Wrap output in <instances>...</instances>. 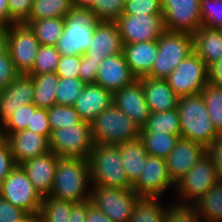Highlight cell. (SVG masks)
Wrapping results in <instances>:
<instances>
[{"mask_svg":"<svg viewBox=\"0 0 222 222\" xmlns=\"http://www.w3.org/2000/svg\"><path fill=\"white\" fill-rule=\"evenodd\" d=\"M18 75L8 51L0 55V92Z\"/></svg>","mask_w":222,"mask_h":222,"instance_id":"48","label":"cell"},{"mask_svg":"<svg viewBox=\"0 0 222 222\" xmlns=\"http://www.w3.org/2000/svg\"><path fill=\"white\" fill-rule=\"evenodd\" d=\"M203 222L222 220V181L218 180L205 194L191 204Z\"/></svg>","mask_w":222,"mask_h":222,"instance_id":"28","label":"cell"},{"mask_svg":"<svg viewBox=\"0 0 222 222\" xmlns=\"http://www.w3.org/2000/svg\"><path fill=\"white\" fill-rule=\"evenodd\" d=\"M71 9V0H34L29 19L25 24L28 25L33 20L64 18Z\"/></svg>","mask_w":222,"mask_h":222,"instance_id":"34","label":"cell"},{"mask_svg":"<svg viewBox=\"0 0 222 222\" xmlns=\"http://www.w3.org/2000/svg\"><path fill=\"white\" fill-rule=\"evenodd\" d=\"M58 157L50 151L45 155L28 159L20 164L33 187L42 197L49 196L52 191Z\"/></svg>","mask_w":222,"mask_h":222,"instance_id":"21","label":"cell"},{"mask_svg":"<svg viewBox=\"0 0 222 222\" xmlns=\"http://www.w3.org/2000/svg\"><path fill=\"white\" fill-rule=\"evenodd\" d=\"M135 80L122 52L103 59L98 67L95 84L113 93Z\"/></svg>","mask_w":222,"mask_h":222,"instance_id":"20","label":"cell"},{"mask_svg":"<svg viewBox=\"0 0 222 222\" xmlns=\"http://www.w3.org/2000/svg\"><path fill=\"white\" fill-rule=\"evenodd\" d=\"M206 154L216 168L218 179L222 181V133L206 147Z\"/></svg>","mask_w":222,"mask_h":222,"instance_id":"50","label":"cell"},{"mask_svg":"<svg viewBox=\"0 0 222 222\" xmlns=\"http://www.w3.org/2000/svg\"><path fill=\"white\" fill-rule=\"evenodd\" d=\"M115 22L123 44L158 40L166 31L162 14H122Z\"/></svg>","mask_w":222,"mask_h":222,"instance_id":"13","label":"cell"},{"mask_svg":"<svg viewBox=\"0 0 222 222\" xmlns=\"http://www.w3.org/2000/svg\"><path fill=\"white\" fill-rule=\"evenodd\" d=\"M87 201L72 207L69 222H86Z\"/></svg>","mask_w":222,"mask_h":222,"instance_id":"55","label":"cell"},{"mask_svg":"<svg viewBox=\"0 0 222 222\" xmlns=\"http://www.w3.org/2000/svg\"><path fill=\"white\" fill-rule=\"evenodd\" d=\"M86 83L80 78L59 77L56 90V105L73 106Z\"/></svg>","mask_w":222,"mask_h":222,"instance_id":"38","label":"cell"},{"mask_svg":"<svg viewBox=\"0 0 222 222\" xmlns=\"http://www.w3.org/2000/svg\"><path fill=\"white\" fill-rule=\"evenodd\" d=\"M143 167L140 178L132 186L139 197L159 198L175 186L164 159L148 155Z\"/></svg>","mask_w":222,"mask_h":222,"instance_id":"15","label":"cell"},{"mask_svg":"<svg viewBox=\"0 0 222 222\" xmlns=\"http://www.w3.org/2000/svg\"><path fill=\"white\" fill-rule=\"evenodd\" d=\"M202 26L221 29L222 0H200Z\"/></svg>","mask_w":222,"mask_h":222,"instance_id":"42","label":"cell"},{"mask_svg":"<svg viewBox=\"0 0 222 222\" xmlns=\"http://www.w3.org/2000/svg\"><path fill=\"white\" fill-rule=\"evenodd\" d=\"M1 197L26 213H39L43 201L20 165H16L3 180Z\"/></svg>","mask_w":222,"mask_h":222,"instance_id":"12","label":"cell"},{"mask_svg":"<svg viewBox=\"0 0 222 222\" xmlns=\"http://www.w3.org/2000/svg\"><path fill=\"white\" fill-rule=\"evenodd\" d=\"M1 187H2V183L0 182V198H1Z\"/></svg>","mask_w":222,"mask_h":222,"instance_id":"60","label":"cell"},{"mask_svg":"<svg viewBox=\"0 0 222 222\" xmlns=\"http://www.w3.org/2000/svg\"><path fill=\"white\" fill-rule=\"evenodd\" d=\"M124 0H94L90 9L98 21L115 22L124 12Z\"/></svg>","mask_w":222,"mask_h":222,"instance_id":"41","label":"cell"},{"mask_svg":"<svg viewBox=\"0 0 222 222\" xmlns=\"http://www.w3.org/2000/svg\"><path fill=\"white\" fill-rule=\"evenodd\" d=\"M51 131L79 124L82 120L73 106L53 105L47 109Z\"/></svg>","mask_w":222,"mask_h":222,"instance_id":"40","label":"cell"},{"mask_svg":"<svg viewBox=\"0 0 222 222\" xmlns=\"http://www.w3.org/2000/svg\"><path fill=\"white\" fill-rule=\"evenodd\" d=\"M40 47L34 31L25 23L8 26L7 51L19 74H28Z\"/></svg>","mask_w":222,"mask_h":222,"instance_id":"11","label":"cell"},{"mask_svg":"<svg viewBox=\"0 0 222 222\" xmlns=\"http://www.w3.org/2000/svg\"><path fill=\"white\" fill-rule=\"evenodd\" d=\"M113 93L95 83L86 84L73 107L82 121L91 123L113 103Z\"/></svg>","mask_w":222,"mask_h":222,"instance_id":"23","label":"cell"},{"mask_svg":"<svg viewBox=\"0 0 222 222\" xmlns=\"http://www.w3.org/2000/svg\"><path fill=\"white\" fill-rule=\"evenodd\" d=\"M112 101L141 129L146 125L151 111L146 102L143 86L138 79L113 92Z\"/></svg>","mask_w":222,"mask_h":222,"instance_id":"16","label":"cell"},{"mask_svg":"<svg viewBox=\"0 0 222 222\" xmlns=\"http://www.w3.org/2000/svg\"><path fill=\"white\" fill-rule=\"evenodd\" d=\"M8 27L0 25V55L7 51Z\"/></svg>","mask_w":222,"mask_h":222,"instance_id":"57","label":"cell"},{"mask_svg":"<svg viewBox=\"0 0 222 222\" xmlns=\"http://www.w3.org/2000/svg\"><path fill=\"white\" fill-rule=\"evenodd\" d=\"M101 62L89 60L86 56L81 55L79 78L86 84L95 83L98 67Z\"/></svg>","mask_w":222,"mask_h":222,"instance_id":"51","label":"cell"},{"mask_svg":"<svg viewBox=\"0 0 222 222\" xmlns=\"http://www.w3.org/2000/svg\"><path fill=\"white\" fill-rule=\"evenodd\" d=\"M40 45L56 46L64 30V18L33 20L29 24Z\"/></svg>","mask_w":222,"mask_h":222,"instance_id":"33","label":"cell"},{"mask_svg":"<svg viewBox=\"0 0 222 222\" xmlns=\"http://www.w3.org/2000/svg\"><path fill=\"white\" fill-rule=\"evenodd\" d=\"M9 8V25L25 23L30 16L34 0H7Z\"/></svg>","mask_w":222,"mask_h":222,"instance_id":"45","label":"cell"},{"mask_svg":"<svg viewBox=\"0 0 222 222\" xmlns=\"http://www.w3.org/2000/svg\"><path fill=\"white\" fill-rule=\"evenodd\" d=\"M140 132H157L181 136L178 109L163 112H151L146 125Z\"/></svg>","mask_w":222,"mask_h":222,"instance_id":"30","label":"cell"},{"mask_svg":"<svg viewBox=\"0 0 222 222\" xmlns=\"http://www.w3.org/2000/svg\"><path fill=\"white\" fill-rule=\"evenodd\" d=\"M27 129L45 136L49 140L52 131L48 121L47 109L37 108L36 111L32 113L31 127H27Z\"/></svg>","mask_w":222,"mask_h":222,"instance_id":"47","label":"cell"},{"mask_svg":"<svg viewBox=\"0 0 222 222\" xmlns=\"http://www.w3.org/2000/svg\"><path fill=\"white\" fill-rule=\"evenodd\" d=\"M94 0H71L72 7L90 8Z\"/></svg>","mask_w":222,"mask_h":222,"instance_id":"59","label":"cell"},{"mask_svg":"<svg viewBox=\"0 0 222 222\" xmlns=\"http://www.w3.org/2000/svg\"><path fill=\"white\" fill-rule=\"evenodd\" d=\"M122 52L131 73L139 79L151 72L158 53V40L123 44Z\"/></svg>","mask_w":222,"mask_h":222,"instance_id":"24","label":"cell"},{"mask_svg":"<svg viewBox=\"0 0 222 222\" xmlns=\"http://www.w3.org/2000/svg\"><path fill=\"white\" fill-rule=\"evenodd\" d=\"M34 80L33 103L41 109H49L56 104V90L59 77L55 72L29 75Z\"/></svg>","mask_w":222,"mask_h":222,"instance_id":"29","label":"cell"},{"mask_svg":"<svg viewBox=\"0 0 222 222\" xmlns=\"http://www.w3.org/2000/svg\"><path fill=\"white\" fill-rule=\"evenodd\" d=\"M0 25L9 26V8L7 0H0Z\"/></svg>","mask_w":222,"mask_h":222,"instance_id":"56","label":"cell"},{"mask_svg":"<svg viewBox=\"0 0 222 222\" xmlns=\"http://www.w3.org/2000/svg\"><path fill=\"white\" fill-rule=\"evenodd\" d=\"M181 136L157 132H140L145 149L150 156L166 159Z\"/></svg>","mask_w":222,"mask_h":222,"instance_id":"32","label":"cell"},{"mask_svg":"<svg viewBox=\"0 0 222 222\" xmlns=\"http://www.w3.org/2000/svg\"><path fill=\"white\" fill-rule=\"evenodd\" d=\"M16 166L9 143L6 138H0V182L8 176L11 170Z\"/></svg>","mask_w":222,"mask_h":222,"instance_id":"49","label":"cell"},{"mask_svg":"<svg viewBox=\"0 0 222 222\" xmlns=\"http://www.w3.org/2000/svg\"><path fill=\"white\" fill-rule=\"evenodd\" d=\"M123 14H162V2L161 0H130L125 2Z\"/></svg>","mask_w":222,"mask_h":222,"instance_id":"44","label":"cell"},{"mask_svg":"<svg viewBox=\"0 0 222 222\" xmlns=\"http://www.w3.org/2000/svg\"><path fill=\"white\" fill-rule=\"evenodd\" d=\"M6 139L16 165L50 152L49 140L28 129L11 133Z\"/></svg>","mask_w":222,"mask_h":222,"instance_id":"22","label":"cell"},{"mask_svg":"<svg viewBox=\"0 0 222 222\" xmlns=\"http://www.w3.org/2000/svg\"><path fill=\"white\" fill-rule=\"evenodd\" d=\"M34 80L27 74H19L0 92V126H2L15 111L33 103Z\"/></svg>","mask_w":222,"mask_h":222,"instance_id":"17","label":"cell"},{"mask_svg":"<svg viewBox=\"0 0 222 222\" xmlns=\"http://www.w3.org/2000/svg\"><path fill=\"white\" fill-rule=\"evenodd\" d=\"M61 54L56 46L40 45L32 70L27 75H41L55 72Z\"/></svg>","mask_w":222,"mask_h":222,"instance_id":"37","label":"cell"},{"mask_svg":"<svg viewBox=\"0 0 222 222\" xmlns=\"http://www.w3.org/2000/svg\"><path fill=\"white\" fill-rule=\"evenodd\" d=\"M208 67L193 51L166 78L178 97L201 93L208 84Z\"/></svg>","mask_w":222,"mask_h":222,"instance_id":"9","label":"cell"},{"mask_svg":"<svg viewBox=\"0 0 222 222\" xmlns=\"http://www.w3.org/2000/svg\"><path fill=\"white\" fill-rule=\"evenodd\" d=\"M26 212L12 205L9 201L0 198V222H15Z\"/></svg>","mask_w":222,"mask_h":222,"instance_id":"52","label":"cell"},{"mask_svg":"<svg viewBox=\"0 0 222 222\" xmlns=\"http://www.w3.org/2000/svg\"><path fill=\"white\" fill-rule=\"evenodd\" d=\"M167 31L193 34L202 26L200 0H161Z\"/></svg>","mask_w":222,"mask_h":222,"instance_id":"14","label":"cell"},{"mask_svg":"<svg viewBox=\"0 0 222 222\" xmlns=\"http://www.w3.org/2000/svg\"><path fill=\"white\" fill-rule=\"evenodd\" d=\"M75 204L53 197H43L39 212L40 222H69L72 207Z\"/></svg>","mask_w":222,"mask_h":222,"instance_id":"35","label":"cell"},{"mask_svg":"<svg viewBox=\"0 0 222 222\" xmlns=\"http://www.w3.org/2000/svg\"><path fill=\"white\" fill-rule=\"evenodd\" d=\"M177 109L180 116L181 138L207 147L219 132L210 119L201 93L179 97Z\"/></svg>","mask_w":222,"mask_h":222,"instance_id":"3","label":"cell"},{"mask_svg":"<svg viewBox=\"0 0 222 222\" xmlns=\"http://www.w3.org/2000/svg\"><path fill=\"white\" fill-rule=\"evenodd\" d=\"M92 187L91 204L113 222H130L132 209L139 198L132 188Z\"/></svg>","mask_w":222,"mask_h":222,"instance_id":"10","label":"cell"},{"mask_svg":"<svg viewBox=\"0 0 222 222\" xmlns=\"http://www.w3.org/2000/svg\"><path fill=\"white\" fill-rule=\"evenodd\" d=\"M15 222H40L39 213H25Z\"/></svg>","mask_w":222,"mask_h":222,"instance_id":"58","label":"cell"},{"mask_svg":"<svg viewBox=\"0 0 222 222\" xmlns=\"http://www.w3.org/2000/svg\"><path fill=\"white\" fill-rule=\"evenodd\" d=\"M81 55H61L55 73L62 78H79Z\"/></svg>","mask_w":222,"mask_h":222,"instance_id":"46","label":"cell"},{"mask_svg":"<svg viewBox=\"0 0 222 222\" xmlns=\"http://www.w3.org/2000/svg\"><path fill=\"white\" fill-rule=\"evenodd\" d=\"M168 206L171 207H167L164 222H202L201 216L191 204L176 203Z\"/></svg>","mask_w":222,"mask_h":222,"instance_id":"43","label":"cell"},{"mask_svg":"<svg viewBox=\"0 0 222 222\" xmlns=\"http://www.w3.org/2000/svg\"><path fill=\"white\" fill-rule=\"evenodd\" d=\"M138 80L143 86L146 102L151 112L170 111L177 108L179 97L166 79L145 76Z\"/></svg>","mask_w":222,"mask_h":222,"instance_id":"25","label":"cell"},{"mask_svg":"<svg viewBox=\"0 0 222 222\" xmlns=\"http://www.w3.org/2000/svg\"><path fill=\"white\" fill-rule=\"evenodd\" d=\"M91 183L87 159L58 157L52 191L49 197L59 200L83 203L90 200ZM88 190V191H87Z\"/></svg>","mask_w":222,"mask_h":222,"instance_id":"1","label":"cell"},{"mask_svg":"<svg viewBox=\"0 0 222 222\" xmlns=\"http://www.w3.org/2000/svg\"><path fill=\"white\" fill-rule=\"evenodd\" d=\"M161 203L158 198L139 197L132 209L130 222H164L168 206L165 208Z\"/></svg>","mask_w":222,"mask_h":222,"instance_id":"31","label":"cell"},{"mask_svg":"<svg viewBox=\"0 0 222 222\" xmlns=\"http://www.w3.org/2000/svg\"><path fill=\"white\" fill-rule=\"evenodd\" d=\"M90 124L95 144L118 145L140 138L141 128L113 103Z\"/></svg>","mask_w":222,"mask_h":222,"instance_id":"5","label":"cell"},{"mask_svg":"<svg viewBox=\"0 0 222 222\" xmlns=\"http://www.w3.org/2000/svg\"><path fill=\"white\" fill-rule=\"evenodd\" d=\"M218 180L216 168L210 157L205 154L185 175L175 182V192L179 197L177 203H194Z\"/></svg>","mask_w":222,"mask_h":222,"instance_id":"8","label":"cell"},{"mask_svg":"<svg viewBox=\"0 0 222 222\" xmlns=\"http://www.w3.org/2000/svg\"><path fill=\"white\" fill-rule=\"evenodd\" d=\"M84 56L103 61L105 57L122 53L123 43L116 22L99 21Z\"/></svg>","mask_w":222,"mask_h":222,"instance_id":"18","label":"cell"},{"mask_svg":"<svg viewBox=\"0 0 222 222\" xmlns=\"http://www.w3.org/2000/svg\"><path fill=\"white\" fill-rule=\"evenodd\" d=\"M193 49V35L184 32L165 31L158 39V53L147 75L154 79H166Z\"/></svg>","mask_w":222,"mask_h":222,"instance_id":"6","label":"cell"},{"mask_svg":"<svg viewBox=\"0 0 222 222\" xmlns=\"http://www.w3.org/2000/svg\"><path fill=\"white\" fill-rule=\"evenodd\" d=\"M208 83L222 87V59L208 66Z\"/></svg>","mask_w":222,"mask_h":222,"instance_id":"53","label":"cell"},{"mask_svg":"<svg viewBox=\"0 0 222 222\" xmlns=\"http://www.w3.org/2000/svg\"><path fill=\"white\" fill-rule=\"evenodd\" d=\"M87 160L92 186L132 188L126 170L121 165L118 145L94 144Z\"/></svg>","mask_w":222,"mask_h":222,"instance_id":"2","label":"cell"},{"mask_svg":"<svg viewBox=\"0 0 222 222\" xmlns=\"http://www.w3.org/2000/svg\"><path fill=\"white\" fill-rule=\"evenodd\" d=\"M201 95L215 129L222 133V87L208 83Z\"/></svg>","mask_w":222,"mask_h":222,"instance_id":"36","label":"cell"},{"mask_svg":"<svg viewBox=\"0 0 222 222\" xmlns=\"http://www.w3.org/2000/svg\"><path fill=\"white\" fill-rule=\"evenodd\" d=\"M38 107L34 103L23 105L1 126L2 137L6 138L9 134L17 131L26 130L31 127L32 113Z\"/></svg>","mask_w":222,"mask_h":222,"instance_id":"39","label":"cell"},{"mask_svg":"<svg viewBox=\"0 0 222 222\" xmlns=\"http://www.w3.org/2000/svg\"><path fill=\"white\" fill-rule=\"evenodd\" d=\"M194 52L206 66L222 59V31L201 26L193 34Z\"/></svg>","mask_w":222,"mask_h":222,"instance_id":"26","label":"cell"},{"mask_svg":"<svg viewBox=\"0 0 222 222\" xmlns=\"http://www.w3.org/2000/svg\"><path fill=\"white\" fill-rule=\"evenodd\" d=\"M97 20L90 8L72 7L64 17L63 34L57 42L61 55H84L95 31Z\"/></svg>","mask_w":222,"mask_h":222,"instance_id":"4","label":"cell"},{"mask_svg":"<svg viewBox=\"0 0 222 222\" xmlns=\"http://www.w3.org/2000/svg\"><path fill=\"white\" fill-rule=\"evenodd\" d=\"M121 165L126 170L129 183L133 186L141 176L148 153L140 138L118 144Z\"/></svg>","mask_w":222,"mask_h":222,"instance_id":"27","label":"cell"},{"mask_svg":"<svg viewBox=\"0 0 222 222\" xmlns=\"http://www.w3.org/2000/svg\"><path fill=\"white\" fill-rule=\"evenodd\" d=\"M206 154V147L198 142L179 138L175 148L165 159L168 174L175 183L185 175L201 157Z\"/></svg>","mask_w":222,"mask_h":222,"instance_id":"19","label":"cell"},{"mask_svg":"<svg viewBox=\"0 0 222 222\" xmlns=\"http://www.w3.org/2000/svg\"><path fill=\"white\" fill-rule=\"evenodd\" d=\"M86 222H113L100 209L96 208L91 201H87Z\"/></svg>","mask_w":222,"mask_h":222,"instance_id":"54","label":"cell"},{"mask_svg":"<svg viewBox=\"0 0 222 222\" xmlns=\"http://www.w3.org/2000/svg\"><path fill=\"white\" fill-rule=\"evenodd\" d=\"M94 144L91 124L85 121L53 130L49 139L50 151L59 157L87 159Z\"/></svg>","mask_w":222,"mask_h":222,"instance_id":"7","label":"cell"}]
</instances>
